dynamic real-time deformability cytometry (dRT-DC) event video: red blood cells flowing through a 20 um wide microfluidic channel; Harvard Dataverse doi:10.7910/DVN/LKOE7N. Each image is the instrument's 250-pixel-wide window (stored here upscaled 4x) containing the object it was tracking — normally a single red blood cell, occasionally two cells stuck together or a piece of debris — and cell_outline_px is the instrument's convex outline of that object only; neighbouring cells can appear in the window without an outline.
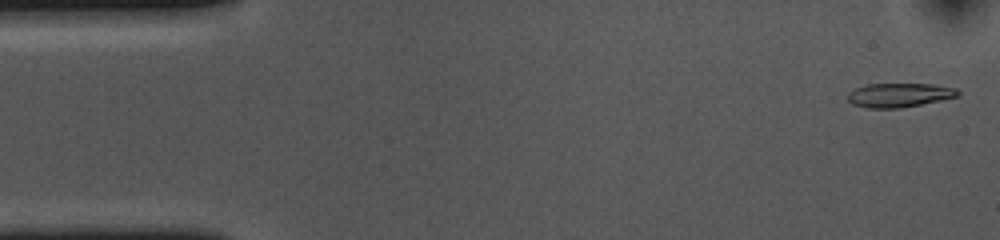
{"species": "common noctule bat (a hibernating species)", "species_latin": "Nyctalus noctula", "temperature_condition": "cold", "stored_images_in_passage": 52, "camera_frame_rate_fps": 3000, "um_per_image_px": 0.085, "animal": {"sex": "female", "body_mass_g": 10.0, "forearm_length_mm": 53.1}, "frame": {"image": 1, "passage_image": 1, "time_ms": 0.0, "image_size_px": [1000, 240], "cell_outline_px": [[960, 96], [900, 108], [868, 108], [852, 104], [848, 100], [848, 92], [856, 88], [868, 84], [932, 84], [956, 88], [960, 92]], "centroid_in_image_um": [76.44, 8.08], "position_along_channel_um": 8.6, "area_um2": 15.37}}
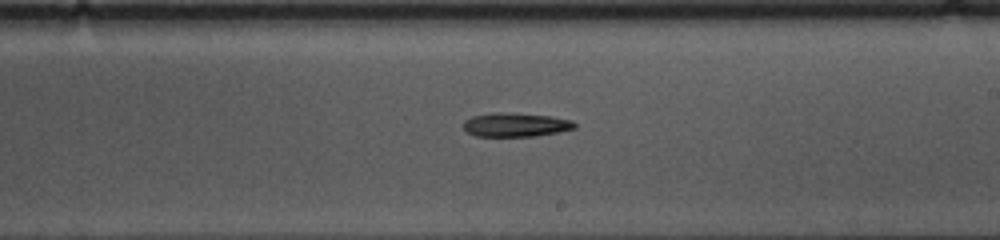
{"frame": {"image": 2, "passage_image": 29, "time_ms": 9.333, "image_size_px": [1000, 240], "cell_outline_px": [[576, 128], [560, 132], [536, 136], [476, 136], [468, 132], [464, 128], [464, 120], [472, 116], [492, 112], [504, 112], [552, 116], [572, 120], [576, 124]], "centroid_in_image_um": [43.85, 10.6], "position_along_channel_um": 245.1, "area_um2": 15.61}}
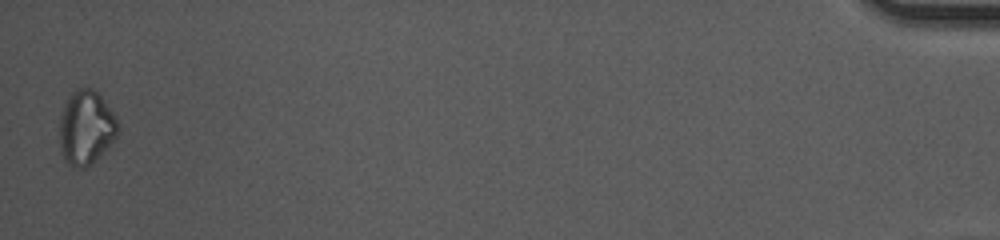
{"frame": {"image": 3, "passage_image": 52, "time_ms": 17.0, "image_size_px": [1000, 240], "cell_outline_px": [[120, 128], [116, 136], [84, 168], [76, 168], [68, 164], [60, 148], [60, 116], [64, 104], [72, 92], [76, 88], [92, 88], [104, 100], [116, 116], [120, 124]], "centroid_in_image_um": [7.3, 10.79], "position_along_channel_um": 427.9, "area_um2": 24.68}}